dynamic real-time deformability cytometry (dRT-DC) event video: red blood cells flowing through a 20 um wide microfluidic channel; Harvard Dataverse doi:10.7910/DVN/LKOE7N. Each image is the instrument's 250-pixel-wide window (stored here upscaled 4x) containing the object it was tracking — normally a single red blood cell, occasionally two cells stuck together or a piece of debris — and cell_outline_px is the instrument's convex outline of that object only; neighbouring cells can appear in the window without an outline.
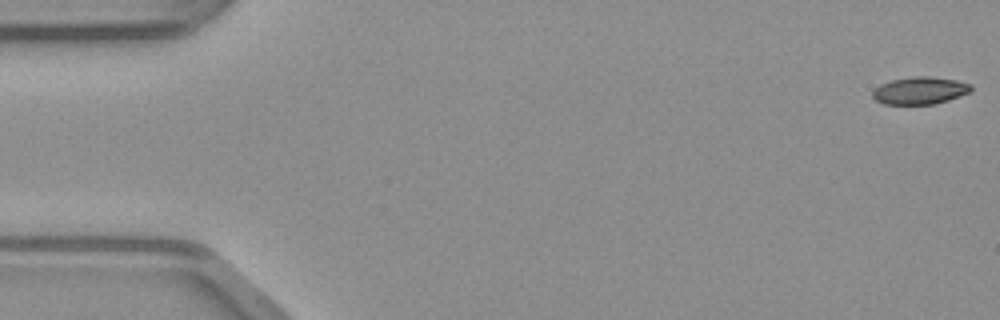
{"species": "common noctule bat (a hibernating species)", "species_latin": "Nyctalus noctula", "temperature_condition": "warm", "stored_images_in_passage": 49, "camera_frame_rate_fps": 3000, "um_per_image_px": 0.085, "animal": {"sex": "male", "body_mass_g": 23.1, "forearm_length_mm": 52.7}, "frame": {"image": 1, "passage_image": 1, "time_ms": 0.0, "image_size_px": [1000, 320], "cell_outline_px": [[972, 92], [948, 100], [932, 104], [884, 104], [876, 100], [872, 96], [872, 92], [880, 84], [892, 80], [916, 76], [928, 76], [956, 80], [972, 84]], "centroid_in_image_um": [78.22, 7.7], "position_along_channel_um": 6.8, "area_um2": 15.66}}
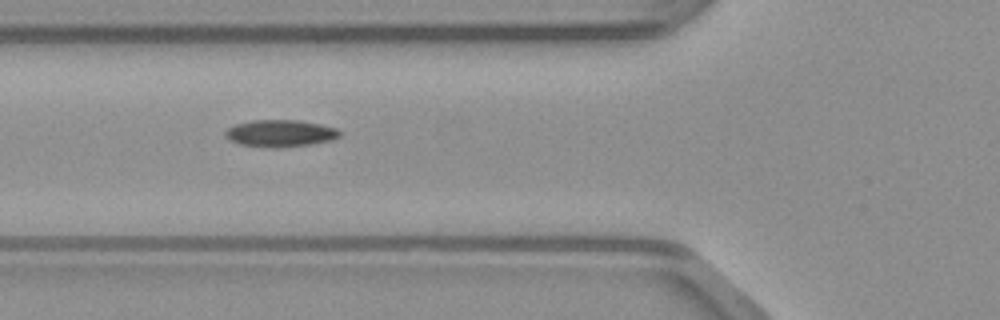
{"frame": {"image": 2, "passage_image": 18, "time_ms": 5.667, "image_size_px": [1000, 320], "cell_outline_px": [[340, 136], [332, 140], [312, 144], [280, 148], [272, 148], [240, 144], [228, 140], [224, 136], [224, 132], [228, 128], [236, 124], [252, 120], [300, 120], [320, 124], [336, 128], [340, 132]], "centroid_in_image_um": [23.81, 11.34], "position_along_channel_um": 102.0, "area_um2": 18.15}}
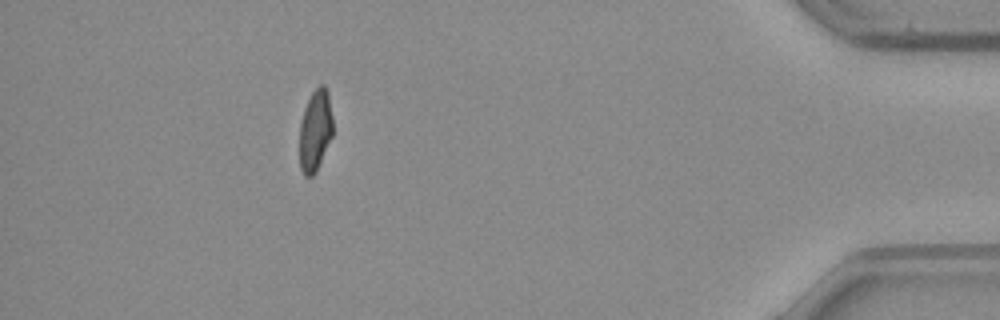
{"frame": {"image": 3, "passage_image": 44, "time_ms": 14.333, "image_size_px": [1000, 320], "cell_outline_px": [[332, 136], [316, 172], [312, 176], [304, 176], [300, 168], [300, 124], [304, 108], [312, 92], [320, 84], [324, 84], [328, 92], [332, 116]], "centroid_in_image_um": [26.79, 11.09], "position_along_channel_um": 408.4, "area_um2": 15.78}}